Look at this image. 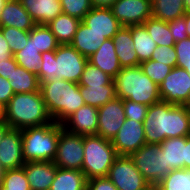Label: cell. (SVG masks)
<instances>
[{
    "label": "cell",
    "mask_w": 190,
    "mask_h": 190,
    "mask_svg": "<svg viewBox=\"0 0 190 190\" xmlns=\"http://www.w3.org/2000/svg\"><path fill=\"white\" fill-rule=\"evenodd\" d=\"M146 143L160 144L167 138L190 135L187 105L160 101L148 107L143 121Z\"/></svg>",
    "instance_id": "6da1fadb"
},
{
    "label": "cell",
    "mask_w": 190,
    "mask_h": 190,
    "mask_svg": "<svg viewBox=\"0 0 190 190\" xmlns=\"http://www.w3.org/2000/svg\"><path fill=\"white\" fill-rule=\"evenodd\" d=\"M39 67V82L53 81L56 78L78 83L88 62L71 44L59 45L55 51L42 54Z\"/></svg>",
    "instance_id": "7a4b0ae2"
},
{
    "label": "cell",
    "mask_w": 190,
    "mask_h": 190,
    "mask_svg": "<svg viewBox=\"0 0 190 190\" xmlns=\"http://www.w3.org/2000/svg\"><path fill=\"white\" fill-rule=\"evenodd\" d=\"M4 121L12 128L22 130L51 123L41 91L16 93L5 106Z\"/></svg>",
    "instance_id": "3957f363"
},
{
    "label": "cell",
    "mask_w": 190,
    "mask_h": 190,
    "mask_svg": "<svg viewBox=\"0 0 190 190\" xmlns=\"http://www.w3.org/2000/svg\"><path fill=\"white\" fill-rule=\"evenodd\" d=\"M40 91L47 111L56 123H63L72 113L85 105L78 83L56 78L41 82Z\"/></svg>",
    "instance_id": "277c9868"
},
{
    "label": "cell",
    "mask_w": 190,
    "mask_h": 190,
    "mask_svg": "<svg viewBox=\"0 0 190 190\" xmlns=\"http://www.w3.org/2000/svg\"><path fill=\"white\" fill-rule=\"evenodd\" d=\"M116 96L147 106L161 101L159 86L153 82L140 66L122 67L116 77Z\"/></svg>",
    "instance_id": "5b68a950"
},
{
    "label": "cell",
    "mask_w": 190,
    "mask_h": 190,
    "mask_svg": "<svg viewBox=\"0 0 190 190\" xmlns=\"http://www.w3.org/2000/svg\"><path fill=\"white\" fill-rule=\"evenodd\" d=\"M63 124L52 121L46 125L21 130L25 162L53 161Z\"/></svg>",
    "instance_id": "8992f818"
},
{
    "label": "cell",
    "mask_w": 190,
    "mask_h": 190,
    "mask_svg": "<svg viewBox=\"0 0 190 190\" xmlns=\"http://www.w3.org/2000/svg\"><path fill=\"white\" fill-rule=\"evenodd\" d=\"M84 159L82 172L86 179L107 177L110 167L118 156L111 140L98 135L83 136Z\"/></svg>",
    "instance_id": "52a82bcc"
},
{
    "label": "cell",
    "mask_w": 190,
    "mask_h": 190,
    "mask_svg": "<svg viewBox=\"0 0 190 190\" xmlns=\"http://www.w3.org/2000/svg\"><path fill=\"white\" fill-rule=\"evenodd\" d=\"M130 157L149 184H158L171 171L169 167H165L163 151L159 144L146 143Z\"/></svg>",
    "instance_id": "ba28073f"
},
{
    "label": "cell",
    "mask_w": 190,
    "mask_h": 190,
    "mask_svg": "<svg viewBox=\"0 0 190 190\" xmlns=\"http://www.w3.org/2000/svg\"><path fill=\"white\" fill-rule=\"evenodd\" d=\"M84 159L83 136L71 133L65 128L60 131L57 151L53 163L58 168L82 170Z\"/></svg>",
    "instance_id": "9c48e42d"
},
{
    "label": "cell",
    "mask_w": 190,
    "mask_h": 190,
    "mask_svg": "<svg viewBox=\"0 0 190 190\" xmlns=\"http://www.w3.org/2000/svg\"><path fill=\"white\" fill-rule=\"evenodd\" d=\"M107 177L118 190H142L149 185L132 158L127 155H118L115 158Z\"/></svg>",
    "instance_id": "30bf717a"
},
{
    "label": "cell",
    "mask_w": 190,
    "mask_h": 190,
    "mask_svg": "<svg viewBox=\"0 0 190 190\" xmlns=\"http://www.w3.org/2000/svg\"><path fill=\"white\" fill-rule=\"evenodd\" d=\"M161 101L175 105L190 104V74L174 67L159 85Z\"/></svg>",
    "instance_id": "8fae6325"
},
{
    "label": "cell",
    "mask_w": 190,
    "mask_h": 190,
    "mask_svg": "<svg viewBox=\"0 0 190 190\" xmlns=\"http://www.w3.org/2000/svg\"><path fill=\"white\" fill-rule=\"evenodd\" d=\"M151 0H117L111 7L115 18L122 26L143 24L152 17Z\"/></svg>",
    "instance_id": "7c38bea8"
},
{
    "label": "cell",
    "mask_w": 190,
    "mask_h": 190,
    "mask_svg": "<svg viewBox=\"0 0 190 190\" xmlns=\"http://www.w3.org/2000/svg\"><path fill=\"white\" fill-rule=\"evenodd\" d=\"M111 143L118 155L130 156L146 144L143 122L126 118Z\"/></svg>",
    "instance_id": "4fadbf2b"
},
{
    "label": "cell",
    "mask_w": 190,
    "mask_h": 190,
    "mask_svg": "<svg viewBox=\"0 0 190 190\" xmlns=\"http://www.w3.org/2000/svg\"><path fill=\"white\" fill-rule=\"evenodd\" d=\"M125 120L123 100L116 97L98 108L97 135L112 140Z\"/></svg>",
    "instance_id": "5bb4252c"
},
{
    "label": "cell",
    "mask_w": 190,
    "mask_h": 190,
    "mask_svg": "<svg viewBox=\"0 0 190 190\" xmlns=\"http://www.w3.org/2000/svg\"><path fill=\"white\" fill-rule=\"evenodd\" d=\"M62 124L63 128L74 134L97 135L98 108L85 104L72 113Z\"/></svg>",
    "instance_id": "9a60e30c"
},
{
    "label": "cell",
    "mask_w": 190,
    "mask_h": 190,
    "mask_svg": "<svg viewBox=\"0 0 190 190\" xmlns=\"http://www.w3.org/2000/svg\"><path fill=\"white\" fill-rule=\"evenodd\" d=\"M0 163L6 170L21 168L25 165L21 130L11 128L1 140Z\"/></svg>",
    "instance_id": "2e32d148"
},
{
    "label": "cell",
    "mask_w": 190,
    "mask_h": 190,
    "mask_svg": "<svg viewBox=\"0 0 190 190\" xmlns=\"http://www.w3.org/2000/svg\"><path fill=\"white\" fill-rule=\"evenodd\" d=\"M91 30L102 34L107 39H112L122 27L115 18L110 8L92 7V9L81 20Z\"/></svg>",
    "instance_id": "e0dca14e"
},
{
    "label": "cell",
    "mask_w": 190,
    "mask_h": 190,
    "mask_svg": "<svg viewBox=\"0 0 190 190\" xmlns=\"http://www.w3.org/2000/svg\"><path fill=\"white\" fill-rule=\"evenodd\" d=\"M31 190H49L57 166L52 161H31L23 166Z\"/></svg>",
    "instance_id": "ac0fdd59"
},
{
    "label": "cell",
    "mask_w": 190,
    "mask_h": 190,
    "mask_svg": "<svg viewBox=\"0 0 190 190\" xmlns=\"http://www.w3.org/2000/svg\"><path fill=\"white\" fill-rule=\"evenodd\" d=\"M35 25L36 23L19 0H7L0 11V26L30 31Z\"/></svg>",
    "instance_id": "d6986e66"
},
{
    "label": "cell",
    "mask_w": 190,
    "mask_h": 190,
    "mask_svg": "<svg viewBox=\"0 0 190 190\" xmlns=\"http://www.w3.org/2000/svg\"><path fill=\"white\" fill-rule=\"evenodd\" d=\"M36 24H48L62 14L60 0H19Z\"/></svg>",
    "instance_id": "ffe728a7"
},
{
    "label": "cell",
    "mask_w": 190,
    "mask_h": 190,
    "mask_svg": "<svg viewBox=\"0 0 190 190\" xmlns=\"http://www.w3.org/2000/svg\"><path fill=\"white\" fill-rule=\"evenodd\" d=\"M112 41L121 67L140 66L137 53L134 50L130 26H122L113 36Z\"/></svg>",
    "instance_id": "44dd1931"
},
{
    "label": "cell",
    "mask_w": 190,
    "mask_h": 190,
    "mask_svg": "<svg viewBox=\"0 0 190 190\" xmlns=\"http://www.w3.org/2000/svg\"><path fill=\"white\" fill-rule=\"evenodd\" d=\"M88 62L100 68L113 79L122 68L115 52L112 39L103 41L99 49L88 57Z\"/></svg>",
    "instance_id": "7402d4cb"
},
{
    "label": "cell",
    "mask_w": 190,
    "mask_h": 190,
    "mask_svg": "<svg viewBox=\"0 0 190 190\" xmlns=\"http://www.w3.org/2000/svg\"><path fill=\"white\" fill-rule=\"evenodd\" d=\"M105 40H107L105 36L91 30L83 22H80L71 45L80 54L88 58L99 49Z\"/></svg>",
    "instance_id": "603a6c76"
},
{
    "label": "cell",
    "mask_w": 190,
    "mask_h": 190,
    "mask_svg": "<svg viewBox=\"0 0 190 190\" xmlns=\"http://www.w3.org/2000/svg\"><path fill=\"white\" fill-rule=\"evenodd\" d=\"M81 20L67 14H59L46 24L60 45L71 44Z\"/></svg>",
    "instance_id": "cb8c5ba5"
},
{
    "label": "cell",
    "mask_w": 190,
    "mask_h": 190,
    "mask_svg": "<svg viewBox=\"0 0 190 190\" xmlns=\"http://www.w3.org/2000/svg\"><path fill=\"white\" fill-rule=\"evenodd\" d=\"M159 145L163 151L165 167L170 170L185 169V137L167 138Z\"/></svg>",
    "instance_id": "d4e9b609"
},
{
    "label": "cell",
    "mask_w": 190,
    "mask_h": 190,
    "mask_svg": "<svg viewBox=\"0 0 190 190\" xmlns=\"http://www.w3.org/2000/svg\"><path fill=\"white\" fill-rule=\"evenodd\" d=\"M87 179L80 170L57 168L49 190H86Z\"/></svg>",
    "instance_id": "484cf974"
},
{
    "label": "cell",
    "mask_w": 190,
    "mask_h": 190,
    "mask_svg": "<svg viewBox=\"0 0 190 190\" xmlns=\"http://www.w3.org/2000/svg\"><path fill=\"white\" fill-rule=\"evenodd\" d=\"M79 89L85 104L96 108L117 97L114 80L109 85L79 86Z\"/></svg>",
    "instance_id": "4316f807"
},
{
    "label": "cell",
    "mask_w": 190,
    "mask_h": 190,
    "mask_svg": "<svg viewBox=\"0 0 190 190\" xmlns=\"http://www.w3.org/2000/svg\"><path fill=\"white\" fill-rule=\"evenodd\" d=\"M130 31L139 62L150 60L157 44L150 37L145 26L143 24L133 25L130 26Z\"/></svg>",
    "instance_id": "83f0119b"
},
{
    "label": "cell",
    "mask_w": 190,
    "mask_h": 190,
    "mask_svg": "<svg viewBox=\"0 0 190 190\" xmlns=\"http://www.w3.org/2000/svg\"><path fill=\"white\" fill-rule=\"evenodd\" d=\"M7 79L15 94L40 91L38 76L34 73L28 72L23 67L18 66L17 68H13L11 77H8Z\"/></svg>",
    "instance_id": "f1b7e54d"
},
{
    "label": "cell",
    "mask_w": 190,
    "mask_h": 190,
    "mask_svg": "<svg viewBox=\"0 0 190 190\" xmlns=\"http://www.w3.org/2000/svg\"><path fill=\"white\" fill-rule=\"evenodd\" d=\"M42 53L37 49L34 40L29 36L26 46L13 54L14 60L20 67L28 72L38 75L39 67L42 63Z\"/></svg>",
    "instance_id": "f546056e"
},
{
    "label": "cell",
    "mask_w": 190,
    "mask_h": 190,
    "mask_svg": "<svg viewBox=\"0 0 190 190\" xmlns=\"http://www.w3.org/2000/svg\"><path fill=\"white\" fill-rule=\"evenodd\" d=\"M151 7L152 17L166 22L185 14L183 0H153Z\"/></svg>",
    "instance_id": "4dcf8cb0"
},
{
    "label": "cell",
    "mask_w": 190,
    "mask_h": 190,
    "mask_svg": "<svg viewBox=\"0 0 190 190\" xmlns=\"http://www.w3.org/2000/svg\"><path fill=\"white\" fill-rule=\"evenodd\" d=\"M143 25L157 46L175 45V41L169 29L168 22L150 17L143 23Z\"/></svg>",
    "instance_id": "1f68e13d"
},
{
    "label": "cell",
    "mask_w": 190,
    "mask_h": 190,
    "mask_svg": "<svg viewBox=\"0 0 190 190\" xmlns=\"http://www.w3.org/2000/svg\"><path fill=\"white\" fill-rule=\"evenodd\" d=\"M29 36L34 40L35 46L41 53L55 51L60 45L50 28L45 24H36L29 31Z\"/></svg>",
    "instance_id": "d6a6232c"
},
{
    "label": "cell",
    "mask_w": 190,
    "mask_h": 190,
    "mask_svg": "<svg viewBox=\"0 0 190 190\" xmlns=\"http://www.w3.org/2000/svg\"><path fill=\"white\" fill-rule=\"evenodd\" d=\"M157 185L160 190H190V169L171 170Z\"/></svg>",
    "instance_id": "836d02e7"
},
{
    "label": "cell",
    "mask_w": 190,
    "mask_h": 190,
    "mask_svg": "<svg viewBox=\"0 0 190 190\" xmlns=\"http://www.w3.org/2000/svg\"><path fill=\"white\" fill-rule=\"evenodd\" d=\"M113 78L103 72L100 68L87 62L85 69L78 82L79 86H104L109 85Z\"/></svg>",
    "instance_id": "e575fe53"
},
{
    "label": "cell",
    "mask_w": 190,
    "mask_h": 190,
    "mask_svg": "<svg viewBox=\"0 0 190 190\" xmlns=\"http://www.w3.org/2000/svg\"><path fill=\"white\" fill-rule=\"evenodd\" d=\"M0 190H31L24 167L6 170Z\"/></svg>",
    "instance_id": "d590c367"
},
{
    "label": "cell",
    "mask_w": 190,
    "mask_h": 190,
    "mask_svg": "<svg viewBox=\"0 0 190 190\" xmlns=\"http://www.w3.org/2000/svg\"><path fill=\"white\" fill-rule=\"evenodd\" d=\"M0 30L8 42L12 54L22 50L29 38V31H22L15 27L0 26Z\"/></svg>",
    "instance_id": "8d00e7d4"
},
{
    "label": "cell",
    "mask_w": 190,
    "mask_h": 190,
    "mask_svg": "<svg viewBox=\"0 0 190 190\" xmlns=\"http://www.w3.org/2000/svg\"><path fill=\"white\" fill-rule=\"evenodd\" d=\"M140 67L143 70V73L146 74L158 86L173 69L171 66L151 59L141 62Z\"/></svg>",
    "instance_id": "74e56055"
},
{
    "label": "cell",
    "mask_w": 190,
    "mask_h": 190,
    "mask_svg": "<svg viewBox=\"0 0 190 190\" xmlns=\"http://www.w3.org/2000/svg\"><path fill=\"white\" fill-rule=\"evenodd\" d=\"M62 12L82 20L92 9L91 0H60Z\"/></svg>",
    "instance_id": "f35d334b"
},
{
    "label": "cell",
    "mask_w": 190,
    "mask_h": 190,
    "mask_svg": "<svg viewBox=\"0 0 190 190\" xmlns=\"http://www.w3.org/2000/svg\"><path fill=\"white\" fill-rule=\"evenodd\" d=\"M151 60L164 63L174 68L177 63L176 50L174 46H157L153 51Z\"/></svg>",
    "instance_id": "ab89813d"
},
{
    "label": "cell",
    "mask_w": 190,
    "mask_h": 190,
    "mask_svg": "<svg viewBox=\"0 0 190 190\" xmlns=\"http://www.w3.org/2000/svg\"><path fill=\"white\" fill-rule=\"evenodd\" d=\"M174 48L177 54L176 67L185 69L190 74V38L176 42Z\"/></svg>",
    "instance_id": "60d3db41"
},
{
    "label": "cell",
    "mask_w": 190,
    "mask_h": 190,
    "mask_svg": "<svg viewBox=\"0 0 190 190\" xmlns=\"http://www.w3.org/2000/svg\"><path fill=\"white\" fill-rule=\"evenodd\" d=\"M123 107L126 118L143 122L149 106L125 99L123 100Z\"/></svg>",
    "instance_id": "b9f144b4"
},
{
    "label": "cell",
    "mask_w": 190,
    "mask_h": 190,
    "mask_svg": "<svg viewBox=\"0 0 190 190\" xmlns=\"http://www.w3.org/2000/svg\"><path fill=\"white\" fill-rule=\"evenodd\" d=\"M168 25L175 43L188 38L184 16L175 20L168 21Z\"/></svg>",
    "instance_id": "7bdbcfd3"
},
{
    "label": "cell",
    "mask_w": 190,
    "mask_h": 190,
    "mask_svg": "<svg viewBox=\"0 0 190 190\" xmlns=\"http://www.w3.org/2000/svg\"><path fill=\"white\" fill-rule=\"evenodd\" d=\"M86 190H118L108 177H94L87 180Z\"/></svg>",
    "instance_id": "ee69618b"
},
{
    "label": "cell",
    "mask_w": 190,
    "mask_h": 190,
    "mask_svg": "<svg viewBox=\"0 0 190 190\" xmlns=\"http://www.w3.org/2000/svg\"><path fill=\"white\" fill-rule=\"evenodd\" d=\"M14 94L9 80L0 76V103L6 106Z\"/></svg>",
    "instance_id": "f6af8a7d"
},
{
    "label": "cell",
    "mask_w": 190,
    "mask_h": 190,
    "mask_svg": "<svg viewBox=\"0 0 190 190\" xmlns=\"http://www.w3.org/2000/svg\"><path fill=\"white\" fill-rule=\"evenodd\" d=\"M18 66L14 57L7 59L5 62L0 63V76L6 79L11 77L13 68H17Z\"/></svg>",
    "instance_id": "bcb514c9"
},
{
    "label": "cell",
    "mask_w": 190,
    "mask_h": 190,
    "mask_svg": "<svg viewBox=\"0 0 190 190\" xmlns=\"http://www.w3.org/2000/svg\"><path fill=\"white\" fill-rule=\"evenodd\" d=\"M12 57L13 54L10 46L0 30V63L5 62L7 59Z\"/></svg>",
    "instance_id": "7dc6e473"
},
{
    "label": "cell",
    "mask_w": 190,
    "mask_h": 190,
    "mask_svg": "<svg viewBox=\"0 0 190 190\" xmlns=\"http://www.w3.org/2000/svg\"><path fill=\"white\" fill-rule=\"evenodd\" d=\"M185 169H190V135L185 137Z\"/></svg>",
    "instance_id": "c3c4849f"
},
{
    "label": "cell",
    "mask_w": 190,
    "mask_h": 190,
    "mask_svg": "<svg viewBox=\"0 0 190 190\" xmlns=\"http://www.w3.org/2000/svg\"><path fill=\"white\" fill-rule=\"evenodd\" d=\"M117 0H91L92 7L110 8Z\"/></svg>",
    "instance_id": "681fc988"
},
{
    "label": "cell",
    "mask_w": 190,
    "mask_h": 190,
    "mask_svg": "<svg viewBox=\"0 0 190 190\" xmlns=\"http://www.w3.org/2000/svg\"><path fill=\"white\" fill-rule=\"evenodd\" d=\"M10 129L11 127L5 121L0 122V142Z\"/></svg>",
    "instance_id": "f907efd6"
},
{
    "label": "cell",
    "mask_w": 190,
    "mask_h": 190,
    "mask_svg": "<svg viewBox=\"0 0 190 190\" xmlns=\"http://www.w3.org/2000/svg\"><path fill=\"white\" fill-rule=\"evenodd\" d=\"M185 21H186V28H187V34L188 38H190V12H185L184 14Z\"/></svg>",
    "instance_id": "816d5d0a"
},
{
    "label": "cell",
    "mask_w": 190,
    "mask_h": 190,
    "mask_svg": "<svg viewBox=\"0 0 190 190\" xmlns=\"http://www.w3.org/2000/svg\"><path fill=\"white\" fill-rule=\"evenodd\" d=\"M142 190H160L157 184H149Z\"/></svg>",
    "instance_id": "f5cc1de1"
},
{
    "label": "cell",
    "mask_w": 190,
    "mask_h": 190,
    "mask_svg": "<svg viewBox=\"0 0 190 190\" xmlns=\"http://www.w3.org/2000/svg\"><path fill=\"white\" fill-rule=\"evenodd\" d=\"M6 169L2 166V164L0 163V187L4 178V174H5Z\"/></svg>",
    "instance_id": "db71d44e"
},
{
    "label": "cell",
    "mask_w": 190,
    "mask_h": 190,
    "mask_svg": "<svg viewBox=\"0 0 190 190\" xmlns=\"http://www.w3.org/2000/svg\"><path fill=\"white\" fill-rule=\"evenodd\" d=\"M5 106L0 103V122L4 121Z\"/></svg>",
    "instance_id": "11a10c76"
},
{
    "label": "cell",
    "mask_w": 190,
    "mask_h": 190,
    "mask_svg": "<svg viewBox=\"0 0 190 190\" xmlns=\"http://www.w3.org/2000/svg\"><path fill=\"white\" fill-rule=\"evenodd\" d=\"M185 12H190V0H183Z\"/></svg>",
    "instance_id": "9f6ffc18"
},
{
    "label": "cell",
    "mask_w": 190,
    "mask_h": 190,
    "mask_svg": "<svg viewBox=\"0 0 190 190\" xmlns=\"http://www.w3.org/2000/svg\"><path fill=\"white\" fill-rule=\"evenodd\" d=\"M187 112H188V122H189V131H190V104L187 105Z\"/></svg>",
    "instance_id": "6f0895ef"
},
{
    "label": "cell",
    "mask_w": 190,
    "mask_h": 190,
    "mask_svg": "<svg viewBox=\"0 0 190 190\" xmlns=\"http://www.w3.org/2000/svg\"><path fill=\"white\" fill-rule=\"evenodd\" d=\"M7 0H0V11L3 9Z\"/></svg>",
    "instance_id": "680465c9"
}]
</instances>
